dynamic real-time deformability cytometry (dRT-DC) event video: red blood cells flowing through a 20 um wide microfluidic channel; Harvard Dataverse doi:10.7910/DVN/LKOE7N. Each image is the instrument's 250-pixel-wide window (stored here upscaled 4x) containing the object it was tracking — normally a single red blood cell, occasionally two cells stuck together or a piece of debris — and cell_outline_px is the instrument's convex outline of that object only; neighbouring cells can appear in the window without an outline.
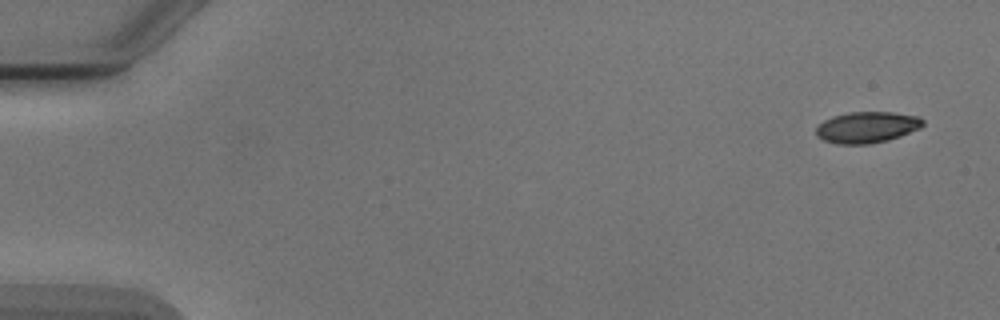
{"species": "Egyptian fruit bat (a non-hibernating species)", "species_latin": "Rousettus aegyptiacus", "temperature_condition": "cold", "stored_images_in_passage": 3, "camera_frame_rate_fps": 3000, "um_per_image_px": 0.085, "animal": {"sex": "male"}, "frame": {"image": 1, "passage_image": 1, "time_ms": 0.0, "image_size_px": [1000, 320], "cell_outline_px": [[924, 124], [920, 128], [900, 136], [888, 140], [868, 144], [836, 144], [824, 140], [816, 136], [816, 128], [824, 120], [832, 116], [848, 112], [892, 112], [920, 116], [924, 120]], "centroid_in_image_um": [73.7, 10.81], "position_along_channel_um": 11.3, "area_um2": 19.54}}